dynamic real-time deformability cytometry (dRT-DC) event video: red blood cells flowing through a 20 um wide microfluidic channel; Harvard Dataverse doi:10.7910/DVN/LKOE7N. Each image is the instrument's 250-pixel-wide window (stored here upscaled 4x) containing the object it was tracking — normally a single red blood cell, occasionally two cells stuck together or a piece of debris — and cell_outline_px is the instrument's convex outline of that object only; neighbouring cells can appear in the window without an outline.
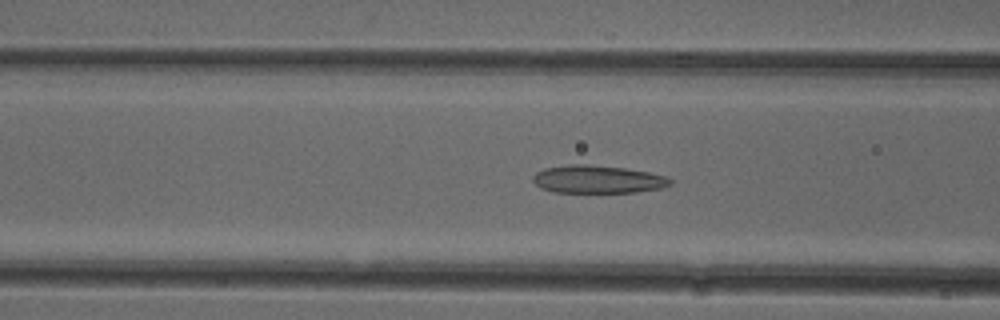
{"species": "common noctule bat (a hibernating species)", "species_latin": "Nyctalus noctula", "temperature_condition": "cold", "stored_images_in_passage": 51, "camera_frame_rate_fps": 3000, "um_per_image_px": 0.085, "animal": {"sex": "female"}, "frame": {"image": 1, "passage_image": 19, "time_ms": 6.0, "image_size_px": [1000, 320], "cell_outline_px": [[672, 184], [660, 188], [636, 192], [552, 192], [540, 188], [532, 180], [532, 176], [536, 172], [544, 168], [568, 164], [588, 164], [624, 168], [648, 172], [664, 176], [672, 180]], "centroid_in_image_um": [50.75, 15.24], "position_along_channel_um": 115.8, "area_um2": 22.31}}
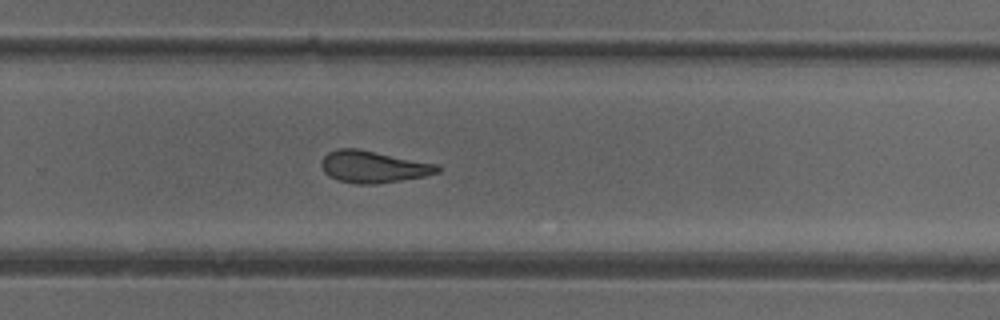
{"frame": {"image": 2, "passage_image": 33, "time_ms": 10.667, "image_size_px": [1000, 320], "cell_outline_px": [[440, 172], [424, 176], [376, 184], [356, 184], [340, 180], [328, 176], [324, 172], [320, 164], [324, 156], [328, 152], [336, 148], [360, 148], [436, 164], [440, 168]], "centroid_in_image_um": [31.69, 14.16], "position_along_channel_um": 298.1, "area_um2": 21.62}}
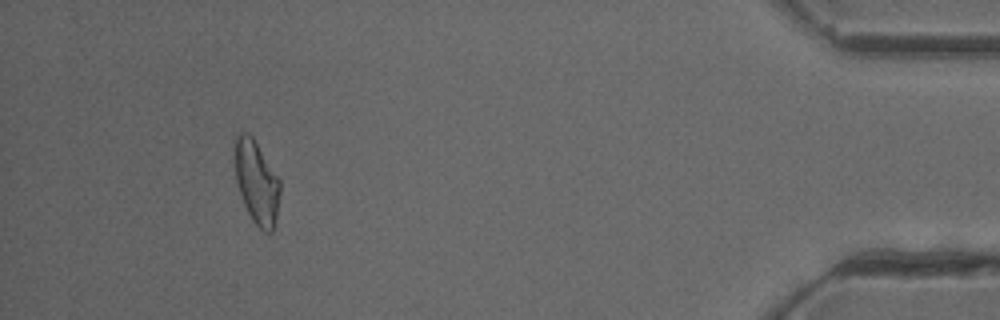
{"frame": {"image": 3, "passage_image": 47, "time_ms": 15.333, "image_size_px": [1000, 320], "cell_outline_px": [[280, 192], [276, 216], [272, 232], [264, 232], [252, 220], [244, 204], [236, 180], [232, 144], [232, 140], [240, 132], [248, 132], [252, 136], [280, 180]], "centroid_in_image_um": [21.77, 15.42], "position_along_channel_um": 413.4, "area_um2": 22.08}, "authors_computed_cell_mechanics": {"area_um2": 22.0796, "velocity_mm_per_s": 3.9067, "shape_relaxation_time_tau1_ms": null, "shape_relaxation_time_tau2_ms": 3.1172, "deformation_change_tau1": null, "deformation_change_tau2": 0.1201}}